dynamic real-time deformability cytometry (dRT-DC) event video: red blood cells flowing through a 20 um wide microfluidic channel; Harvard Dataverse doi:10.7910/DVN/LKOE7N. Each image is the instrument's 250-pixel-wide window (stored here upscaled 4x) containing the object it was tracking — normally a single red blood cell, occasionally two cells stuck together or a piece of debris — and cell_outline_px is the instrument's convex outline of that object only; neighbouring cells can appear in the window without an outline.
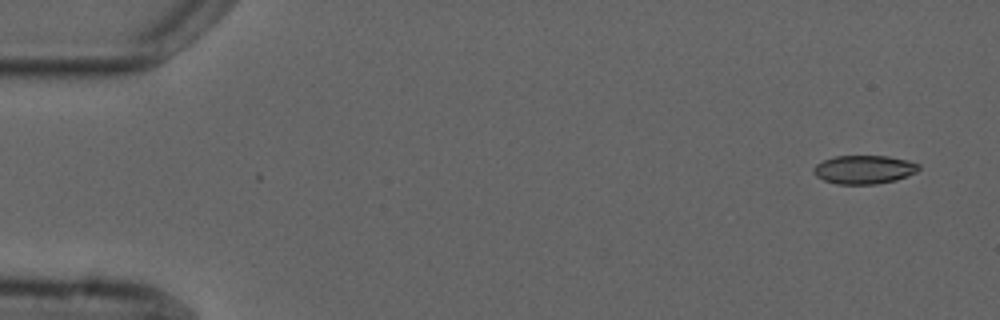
{"species": "common noctule bat (a hibernating species)", "species_latin": "Nyctalus noctula", "temperature_condition": "cold", "stored_images_in_passage": 4, "camera_frame_rate_fps": 3000, "um_per_image_px": 0.085, "animal": {"sex": "male", "forearm_length_mm": 52.5}, "frame": {"image": 1, "passage_image": 1, "time_ms": 0.0, "image_size_px": [1000, 320], "cell_outline_px": [[920, 168], [916, 172], [908, 176], [896, 180], [876, 184], [836, 184], [824, 180], [816, 176], [812, 172], [812, 168], [816, 164], [824, 160], [836, 156], [888, 156], [908, 160], [920, 164]], "centroid_in_image_um": [73.45, 14.41], "position_along_channel_um": 11.6, "area_um2": 17.63}}
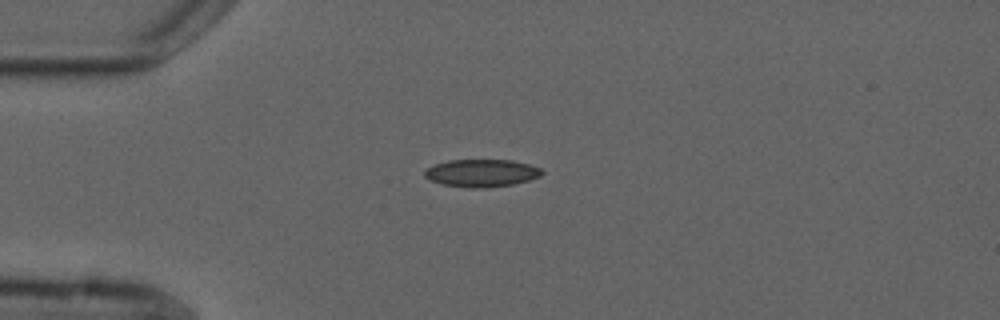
{"frame": {"image": 2, "passage_image": 4, "time_ms": 3.667, "image_size_px": [1000, 320], "cell_outline_px": [[544, 172], [540, 176], [528, 180], [512, 184], [484, 188], [468, 188], [444, 184], [432, 180], [424, 176], [424, 172], [428, 168], [436, 164], [448, 160], [512, 160], [528, 164], [540, 168]], "centroid_in_image_um": [40.95, 14.7], "position_along_channel_um": 44.1, "area_um2": 18.61}}